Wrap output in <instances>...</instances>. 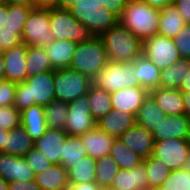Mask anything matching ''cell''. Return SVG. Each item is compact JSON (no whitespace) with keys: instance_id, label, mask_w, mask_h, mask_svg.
I'll return each instance as SVG.
<instances>
[{"instance_id":"6da1fadb","label":"cell","mask_w":190,"mask_h":190,"mask_svg":"<svg viewBox=\"0 0 190 190\" xmlns=\"http://www.w3.org/2000/svg\"><path fill=\"white\" fill-rule=\"evenodd\" d=\"M161 10L144 0H129L119 17V24L126 27L142 42L158 34Z\"/></svg>"},{"instance_id":"7a4b0ae2","label":"cell","mask_w":190,"mask_h":190,"mask_svg":"<svg viewBox=\"0 0 190 190\" xmlns=\"http://www.w3.org/2000/svg\"><path fill=\"white\" fill-rule=\"evenodd\" d=\"M55 100L54 70L17 83L14 106L22 111L32 105L47 106Z\"/></svg>"},{"instance_id":"3957f363","label":"cell","mask_w":190,"mask_h":190,"mask_svg":"<svg viewBox=\"0 0 190 190\" xmlns=\"http://www.w3.org/2000/svg\"><path fill=\"white\" fill-rule=\"evenodd\" d=\"M100 37L104 43L109 61L131 62L142 55L143 42L119 23L104 31Z\"/></svg>"},{"instance_id":"277c9868","label":"cell","mask_w":190,"mask_h":190,"mask_svg":"<svg viewBox=\"0 0 190 190\" xmlns=\"http://www.w3.org/2000/svg\"><path fill=\"white\" fill-rule=\"evenodd\" d=\"M68 11L94 36H100L119 23V18L104 7V0H76L74 7Z\"/></svg>"},{"instance_id":"5b68a950","label":"cell","mask_w":190,"mask_h":190,"mask_svg":"<svg viewBox=\"0 0 190 190\" xmlns=\"http://www.w3.org/2000/svg\"><path fill=\"white\" fill-rule=\"evenodd\" d=\"M109 63L107 51L100 36L77 43L70 67L92 80Z\"/></svg>"},{"instance_id":"8992f818","label":"cell","mask_w":190,"mask_h":190,"mask_svg":"<svg viewBox=\"0 0 190 190\" xmlns=\"http://www.w3.org/2000/svg\"><path fill=\"white\" fill-rule=\"evenodd\" d=\"M93 84L100 89L106 90L108 93L124 88L140 87L137 75L135 74L134 61H109L93 79Z\"/></svg>"},{"instance_id":"52a82bcc","label":"cell","mask_w":190,"mask_h":190,"mask_svg":"<svg viewBox=\"0 0 190 190\" xmlns=\"http://www.w3.org/2000/svg\"><path fill=\"white\" fill-rule=\"evenodd\" d=\"M93 84V80L78 72L77 70L66 68L54 71L55 100L65 103L77 100L85 96Z\"/></svg>"},{"instance_id":"ba28073f","label":"cell","mask_w":190,"mask_h":190,"mask_svg":"<svg viewBox=\"0 0 190 190\" xmlns=\"http://www.w3.org/2000/svg\"><path fill=\"white\" fill-rule=\"evenodd\" d=\"M50 30L54 40L83 43L94 35L87 26L79 23L68 10L50 8Z\"/></svg>"},{"instance_id":"9c48e42d","label":"cell","mask_w":190,"mask_h":190,"mask_svg":"<svg viewBox=\"0 0 190 190\" xmlns=\"http://www.w3.org/2000/svg\"><path fill=\"white\" fill-rule=\"evenodd\" d=\"M22 39L26 45L45 47L54 41L50 30V8L34 7L23 27Z\"/></svg>"},{"instance_id":"30bf717a","label":"cell","mask_w":190,"mask_h":190,"mask_svg":"<svg viewBox=\"0 0 190 190\" xmlns=\"http://www.w3.org/2000/svg\"><path fill=\"white\" fill-rule=\"evenodd\" d=\"M142 55L160 70L181 58L174 40L158 34L143 41Z\"/></svg>"},{"instance_id":"8fae6325","label":"cell","mask_w":190,"mask_h":190,"mask_svg":"<svg viewBox=\"0 0 190 190\" xmlns=\"http://www.w3.org/2000/svg\"><path fill=\"white\" fill-rule=\"evenodd\" d=\"M97 122L90 111L87 95L68 103V115L65 132L68 135L81 136L96 128Z\"/></svg>"},{"instance_id":"7c38bea8","label":"cell","mask_w":190,"mask_h":190,"mask_svg":"<svg viewBox=\"0 0 190 190\" xmlns=\"http://www.w3.org/2000/svg\"><path fill=\"white\" fill-rule=\"evenodd\" d=\"M189 151L190 140L167 139L155 142L152 156L161 160L171 170H178L184 168Z\"/></svg>"},{"instance_id":"4fadbf2b","label":"cell","mask_w":190,"mask_h":190,"mask_svg":"<svg viewBox=\"0 0 190 190\" xmlns=\"http://www.w3.org/2000/svg\"><path fill=\"white\" fill-rule=\"evenodd\" d=\"M152 134L155 142L167 139L190 140V117L184 114L166 115Z\"/></svg>"},{"instance_id":"5bb4252c","label":"cell","mask_w":190,"mask_h":190,"mask_svg":"<svg viewBox=\"0 0 190 190\" xmlns=\"http://www.w3.org/2000/svg\"><path fill=\"white\" fill-rule=\"evenodd\" d=\"M0 177L8 183L26 182L35 179V173L24 157L0 152Z\"/></svg>"},{"instance_id":"9a60e30c","label":"cell","mask_w":190,"mask_h":190,"mask_svg":"<svg viewBox=\"0 0 190 190\" xmlns=\"http://www.w3.org/2000/svg\"><path fill=\"white\" fill-rule=\"evenodd\" d=\"M34 141L20 125L10 131L0 129V152L14 156H24L34 147Z\"/></svg>"},{"instance_id":"2e32d148","label":"cell","mask_w":190,"mask_h":190,"mask_svg":"<svg viewBox=\"0 0 190 190\" xmlns=\"http://www.w3.org/2000/svg\"><path fill=\"white\" fill-rule=\"evenodd\" d=\"M26 55L27 45L24 42L3 51L6 80L19 83L27 79Z\"/></svg>"},{"instance_id":"e0dca14e","label":"cell","mask_w":190,"mask_h":190,"mask_svg":"<svg viewBox=\"0 0 190 190\" xmlns=\"http://www.w3.org/2000/svg\"><path fill=\"white\" fill-rule=\"evenodd\" d=\"M118 139L144 159L153 154L155 144L153 134L138 124L124 132Z\"/></svg>"},{"instance_id":"ac0fdd59","label":"cell","mask_w":190,"mask_h":190,"mask_svg":"<svg viewBox=\"0 0 190 190\" xmlns=\"http://www.w3.org/2000/svg\"><path fill=\"white\" fill-rule=\"evenodd\" d=\"M112 108L120 112L130 113L134 116L149 95V91L143 87H131L110 93Z\"/></svg>"},{"instance_id":"d6986e66","label":"cell","mask_w":190,"mask_h":190,"mask_svg":"<svg viewBox=\"0 0 190 190\" xmlns=\"http://www.w3.org/2000/svg\"><path fill=\"white\" fill-rule=\"evenodd\" d=\"M67 135L64 130L48 129L43 136L35 141L34 147L46 156L49 162L61 164L63 144Z\"/></svg>"},{"instance_id":"ffe728a7","label":"cell","mask_w":190,"mask_h":190,"mask_svg":"<svg viewBox=\"0 0 190 190\" xmlns=\"http://www.w3.org/2000/svg\"><path fill=\"white\" fill-rule=\"evenodd\" d=\"M110 190H149L144 164L129 169H120L111 183Z\"/></svg>"},{"instance_id":"44dd1931","label":"cell","mask_w":190,"mask_h":190,"mask_svg":"<svg viewBox=\"0 0 190 190\" xmlns=\"http://www.w3.org/2000/svg\"><path fill=\"white\" fill-rule=\"evenodd\" d=\"M135 124V116L133 114L112 109L97 121L96 127L117 139Z\"/></svg>"},{"instance_id":"7402d4cb","label":"cell","mask_w":190,"mask_h":190,"mask_svg":"<svg viewBox=\"0 0 190 190\" xmlns=\"http://www.w3.org/2000/svg\"><path fill=\"white\" fill-rule=\"evenodd\" d=\"M149 95L166 115L184 114V94L179 89L157 87Z\"/></svg>"},{"instance_id":"603a6c76","label":"cell","mask_w":190,"mask_h":190,"mask_svg":"<svg viewBox=\"0 0 190 190\" xmlns=\"http://www.w3.org/2000/svg\"><path fill=\"white\" fill-rule=\"evenodd\" d=\"M21 125L25 128L27 135L35 142L49 129L46 124L44 107L32 105L20 111Z\"/></svg>"},{"instance_id":"cb8c5ba5","label":"cell","mask_w":190,"mask_h":190,"mask_svg":"<svg viewBox=\"0 0 190 190\" xmlns=\"http://www.w3.org/2000/svg\"><path fill=\"white\" fill-rule=\"evenodd\" d=\"M82 144L86 149L89 157L99 159L105 155H109L114 137L99 130L97 127L80 136Z\"/></svg>"},{"instance_id":"d4e9b609","label":"cell","mask_w":190,"mask_h":190,"mask_svg":"<svg viewBox=\"0 0 190 190\" xmlns=\"http://www.w3.org/2000/svg\"><path fill=\"white\" fill-rule=\"evenodd\" d=\"M76 46L70 40H54L44 47L54 71L70 67Z\"/></svg>"},{"instance_id":"484cf974","label":"cell","mask_w":190,"mask_h":190,"mask_svg":"<svg viewBox=\"0 0 190 190\" xmlns=\"http://www.w3.org/2000/svg\"><path fill=\"white\" fill-rule=\"evenodd\" d=\"M35 181L42 190H66L69 186L68 170L61 164H54L35 174Z\"/></svg>"},{"instance_id":"4316f807","label":"cell","mask_w":190,"mask_h":190,"mask_svg":"<svg viewBox=\"0 0 190 190\" xmlns=\"http://www.w3.org/2000/svg\"><path fill=\"white\" fill-rule=\"evenodd\" d=\"M186 25L182 15L173 3L161 10L158 35L174 39Z\"/></svg>"},{"instance_id":"83f0119b","label":"cell","mask_w":190,"mask_h":190,"mask_svg":"<svg viewBox=\"0 0 190 190\" xmlns=\"http://www.w3.org/2000/svg\"><path fill=\"white\" fill-rule=\"evenodd\" d=\"M165 116L154 99L148 95L135 115V122L153 133Z\"/></svg>"},{"instance_id":"f1b7e54d","label":"cell","mask_w":190,"mask_h":190,"mask_svg":"<svg viewBox=\"0 0 190 190\" xmlns=\"http://www.w3.org/2000/svg\"><path fill=\"white\" fill-rule=\"evenodd\" d=\"M134 66L140 87H143L148 91L160 87L161 70L150 60L141 55L134 61Z\"/></svg>"},{"instance_id":"f546056e","label":"cell","mask_w":190,"mask_h":190,"mask_svg":"<svg viewBox=\"0 0 190 190\" xmlns=\"http://www.w3.org/2000/svg\"><path fill=\"white\" fill-rule=\"evenodd\" d=\"M190 69V59L180 58L176 63L161 70L160 87L180 89Z\"/></svg>"},{"instance_id":"4dcf8cb0","label":"cell","mask_w":190,"mask_h":190,"mask_svg":"<svg viewBox=\"0 0 190 190\" xmlns=\"http://www.w3.org/2000/svg\"><path fill=\"white\" fill-rule=\"evenodd\" d=\"M26 67L27 78L53 71L45 48L32 45H27Z\"/></svg>"},{"instance_id":"1f68e13d","label":"cell","mask_w":190,"mask_h":190,"mask_svg":"<svg viewBox=\"0 0 190 190\" xmlns=\"http://www.w3.org/2000/svg\"><path fill=\"white\" fill-rule=\"evenodd\" d=\"M86 95L90 104L91 115L96 122L113 109L110 93L100 89L95 84L90 86Z\"/></svg>"},{"instance_id":"d6a6232c","label":"cell","mask_w":190,"mask_h":190,"mask_svg":"<svg viewBox=\"0 0 190 190\" xmlns=\"http://www.w3.org/2000/svg\"><path fill=\"white\" fill-rule=\"evenodd\" d=\"M96 162L97 159L89 156L84 157L81 161L74 164V167L68 169V183L85 184L96 182Z\"/></svg>"},{"instance_id":"836d02e7","label":"cell","mask_w":190,"mask_h":190,"mask_svg":"<svg viewBox=\"0 0 190 190\" xmlns=\"http://www.w3.org/2000/svg\"><path fill=\"white\" fill-rule=\"evenodd\" d=\"M109 155L117 162L118 167L123 170L135 168L144 161L143 157L130 150L118 138L113 141Z\"/></svg>"},{"instance_id":"e575fe53","label":"cell","mask_w":190,"mask_h":190,"mask_svg":"<svg viewBox=\"0 0 190 190\" xmlns=\"http://www.w3.org/2000/svg\"><path fill=\"white\" fill-rule=\"evenodd\" d=\"M143 164L148 177L149 190H159L171 173V169L152 155L145 158Z\"/></svg>"},{"instance_id":"d590c367","label":"cell","mask_w":190,"mask_h":190,"mask_svg":"<svg viewBox=\"0 0 190 190\" xmlns=\"http://www.w3.org/2000/svg\"><path fill=\"white\" fill-rule=\"evenodd\" d=\"M63 146L61 165L67 170L74 167L75 163L88 156L80 136L67 135Z\"/></svg>"},{"instance_id":"8d00e7d4","label":"cell","mask_w":190,"mask_h":190,"mask_svg":"<svg viewBox=\"0 0 190 190\" xmlns=\"http://www.w3.org/2000/svg\"><path fill=\"white\" fill-rule=\"evenodd\" d=\"M119 170L120 168L112 156L105 155L97 159L95 173L96 183L101 188L109 189Z\"/></svg>"},{"instance_id":"74e56055","label":"cell","mask_w":190,"mask_h":190,"mask_svg":"<svg viewBox=\"0 0 190 190\" xmlns=\"http://www.w3.org/2000/svg\"><path fill=\"white\" fill-rule=\"evenodd\" d=\"M46 124L49 129L65 130L68 115V103L53 100L44 106Z\"/></svg>"},{"instance_id":"f35d334b","label":"cell","mask_w":190,"mask_h":190,"mask_svg":"<svg viewBox=\"0 0 190 190\" xmlns=\"http://www.w3.org/2000/svg\"><path fill=\"white\" fill-rule=\"evenodd\" d=\"M33 8L34 7L30 6L7 4L8 14H5L4 29L14 30L16 33H22L23 27Z\"/></svg>"},{"instance_id":"ab89813d","label":"cell","mask_w":190,"mask_h":190,"mask_svg":"<svg viewBox=\"0 0 190 190\" xmlns=\"http://www.w3.org/2000/svg\"><path fill=\"white\" fill-rule=\"evenodd\" d=\"M159 190H190V172L184 168L171 170Z\"/></svg>"},{"instance_id":"60d3db41","label":"cell","mask_w":190,"mask_h":190,"mask_svg":"<svg viewBox=\"0 0 190 190\" xmlns=\"http://www.w3.org/2000/svg\"><path fill=\"white\" fill-rule=\"evenodd\" d=\"M21 125L20 111L14 106L0 107V129L10 131Z\"/></svg>"},{"instance_id":"b9f144b4","label":"cell","mask_w":190,"mask_h":190,"mask_svg":"<svg viewBox=\"0 0 190 190\" xmlns=\"http://www.w3.org/2000/svg\"><path fill=\"white\" fill-rule=\"evenodd\" d=\"M28 165L33 169L35 174L44 172L50 168L53 163L49 162L48 158L44 156L36 147L30 149L24 156Z\"/></svg>"},{"instance_id":"7bdbcfd3","label":"cell","mask_w":190,"mask_h":190,"mask_svg":"<svg viewBox=\"0 0 190 190\" xmlns=\"http://www.w3.org/2000/svg\"><path fill=\"white\" fill-rule=\"evenodd\" d=\"M17 83L9 80L0 81V107L14 105Z\"/></svg>"},{"instance_id":"ee69618b","label":"cell","mask_w":190,"mask_h":190,"mask_svg":"<svg viewBox=\"0 0 190 190\" xmlns=\"http://www.w3.org/2000/svg\"><path fill=\"white\" fill-rule=\"evenodd\" d=\"M173 40L180 57L190 59V25L186 24Z\"/></svg>"},{"instance_id":"f6af8a7d","label":"cell","mask_w":190,"mask_h":190,"mask_svg":"<svg viewBox=\"0 0 190 190\" xmlns=\"http://www.w3.org/2000/svg\"><path fill=\"white\" fill-rule=\"evenodd\" d=\"M23 42L22 33H16L14 30L1 29L0 30V51L10 49Z\"/></svg>"},{"instance_id":"bcb514c9","label":"cell","mask_w":190,"mask_h":190,"mask_svg":"<svg viewBox=\"0 0 190 190\" xmlns=\"http://www.w3.org/2000/svg\"><path fill=\"white\" fill-rule=\"evenodd\" d=\"M128 1L129 0H104V7L119 18Z\"/></svg>"},{"instance_id":"7dc6e473","label":"cell","mask_w":190,"mask_h":190,"mask_svg":"<svg viewBox=\"0 0 190 190\" xmlns=\"http://www.w3.org/2000/svg\"><path fill=\"white\" fill-rule=\"evenodd\" d=\"M9 190H42L41 187L36 183L35 179L20 182V181H12L8 185Z\"/></svg>"},{"instance_id":"c3c4849f","label":"cell","mask_w":190,"mask_h":190,"mask_svg":"<svg viewBox=\"0 0 190 190\" xmlns=\"http://www.w3.org/2000/svg\"><path fill=\"white\" fill-rule=\"evenodd\" d=\"M172 3L182 15L185 23L190 25V0H173Z\"/></svg>"},{"instance_id":"681fc988","label":"cell","mask_w":190,"mask_h":190,"mask_svg":"<svg viewBox=\"0 0 190 190\" xmlns=\"http://www.w3.org/2000/svg\"><path fill=\"white\" fill-rule=\"evenodd\" d=\"M101 187L96 182L85 184H72L66 190H100Z\"/></svg>"},{"instance_id":"f907efd6","label":"cell","mask_w":190,"mask_h":190,"mask_svg":"<svg viewBox=\"0 0 190 190\" xmlns=\"http://www.w3.org/2000/svg\"><path fill=\"white\" fill-rule=\"evenodd\" d=\"M148 5L162 10L168 4L172 3L173 0H144Z\"/></svg>"},{"instance_id":"816d5d0a","label":"cell","mask_w":190,"mask_h":190,"mask_svg":"<svg viewBox=\"0 0 190 190\" xmlns=\"http://www.w3.org/2000/svg\"><path fill=\"white\" fill-rule=\"evenodd\" d=\"M59 0H35V7L55 8Z\"/></svg>"},{"instance_id":"f5cc1de1","label":"cell","mask_w":190,"mask_h":190,"mask_svg":"<svg viewBox=\"0 0 190 190\" xmlns=\"http://www.w3.org/2000/svg\"><path fill=\"white\" fill-rule=\"evenodd\" d=\"M76 0H59L55 8L60 10H69L74 7Z\"/></svg>"},{"instance_id":"db71d44e","label":"cell","mask_w":190,"mask_h":190,"mask_svg":"<svg viewBox=\"0 0 190 190\" xmlns=\"http://www.w3.org/2000/svg\"><path fill=\"white\" fill-rule=\"evenodd\" d=\"M4 3L35 7V0H6Z\"/></svg>"},{"instance_id":"11a10c76","label":"cell","mask_w":190,"mask_h":190,"mask_svg":"<svg viewBox=\"0 0 190 190\" xmlns=\"http://www.w3.org/2000/svg\"><path fill=\"white\" fill-rule=\"evenodd\" d=\"M5 14H8L7 4L0 2V30L5 26Z\"/></svg>"},{"instance_id":"9f6ffc18","label":"cell","mask_w":190,"mask_h":190,"mask_svg":"<svg viewBox=\"0 0 190 190\" xmlns=\"http://www.w3.org/2000/svg\"><path fill=\"white\" fill-rule=\"evenodd\" d=\"M183 102H184V115L190 117V88H189V93L184 94Z\"/></svg>"},{"instance_id":"6f0895ef","label":"cell","mask_w":190,"mask_h":190,"mask_svg":"<svg viewBox=\"0 0 190 190\" xmlns=\"http://www.w3.org/2000/svg\"><path fill=\"white\" fill-rule=\"evenodd\" d=\"M189 88H190V69H189V73L188 75L185 77L181 87H180V91L183 93V94H187L189 93Z\"/></svg>"},{"instance_id":"680465c9","label":"cell","mask_w":190,"mask_h":190,"mask_svg":"<svg viewBox=\"0 0 190 190\" xmlns=\"http://www.w3.org/2000/svg\"><path fill=\"white\" fill-rule=\"evenodd\" d=\"M5 79V62L3 52L0 51V81Z\"/></svg>"},{"instance_id":"91938a15","label":"cell","mask_w":190,"mask_h":190,"mask_svg":"<svg viewBox=\"0 0 190 190\" xmlns=\"http://www.w3.org/2000/svg\"><path fill=\"white\" fill-rule=\"evenodd\" d=\"M184 169L190 172V151L187 154V158L184 163Z\"/></svg>"},{"instance_id":"94428289","label":"cell","mask_w":190,"mask_h":190,"mask_svg":"<svg viewBox=\"0 0 190 190\" xmlns=\"http://www.w3.org/2000/svg\"><path fill=\"white\" fill-rule=\"evenodd\" d=\"M8 185L9 183L0 177V190H9Z\"/></svg>"}]
</instances>
